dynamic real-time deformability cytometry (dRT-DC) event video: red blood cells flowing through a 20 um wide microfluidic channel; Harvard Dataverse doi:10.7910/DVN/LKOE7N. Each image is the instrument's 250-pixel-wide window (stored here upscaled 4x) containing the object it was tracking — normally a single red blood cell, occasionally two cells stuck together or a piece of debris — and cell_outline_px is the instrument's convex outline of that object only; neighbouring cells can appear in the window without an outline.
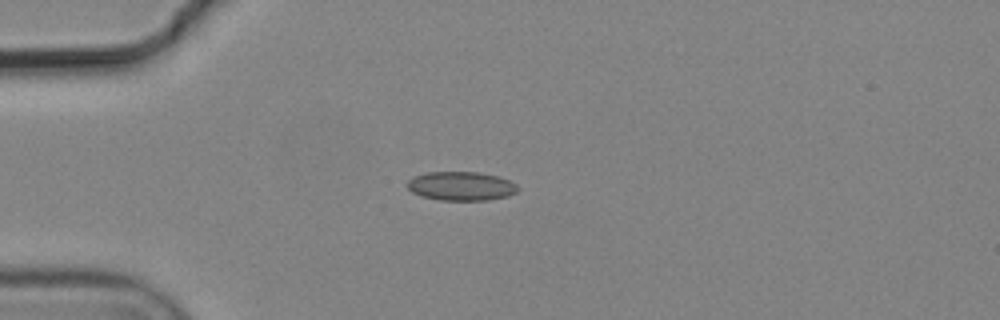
{"species": "common noctule bat (a hibernating species)", "species_latin": "Nyctalus noctula", "temperature_condition": "cold", "stored_images_in_passage": 7, "camera_frame_rate_fps": 3000, "um_per_image_px": 0.085, "animal": {"sex": "male", "body_mass_g": 19.2, "forearm_length_mm": 51.8}, "frame": {"image": 1, "passage_image": 3, "time_ms": 0.667, "image_size_px": [1000, 320], "cell_outline_px": [[520, 188], [516, 192], [508, 196], [488, 200], [440, 200], [420, 196], [412, 192], [404, 184], [412, 176], [428, 172], [476, 172], [500, 176], [516, 184]], "centroid_in_image_um": [39.17, 15.81], "position_along_channel_um": 45.8, "area_um2": 18.84}}
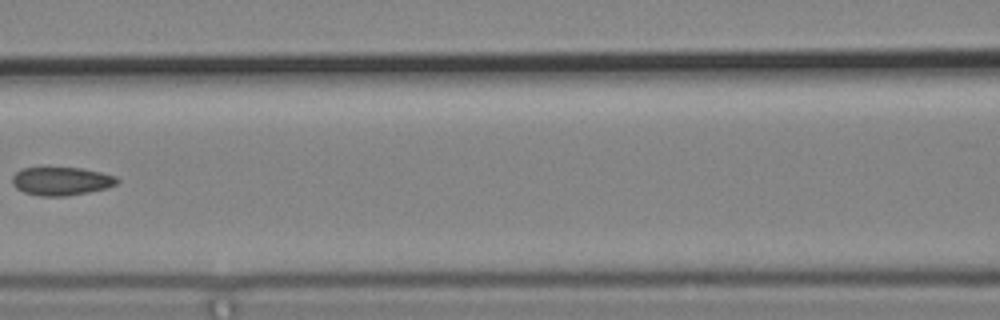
{"frame": {"image": 2, "passage_image": 6, "time_ms": 1.667, "image_size_px": [1000, 320], "cell_outline_px": [[120, 180], [116, 184], [108, 188], [68, 196], [40, 196], [24, 192], [16, 188], [12, 184], [12, 176], [16, 172], [24, 168], [80, 168], [100, 172], [116, 176]], "centroid_in_image_um": [5.22, 15.4], "position_along_channel_um": 161.4, "area_um2": 17.28}}
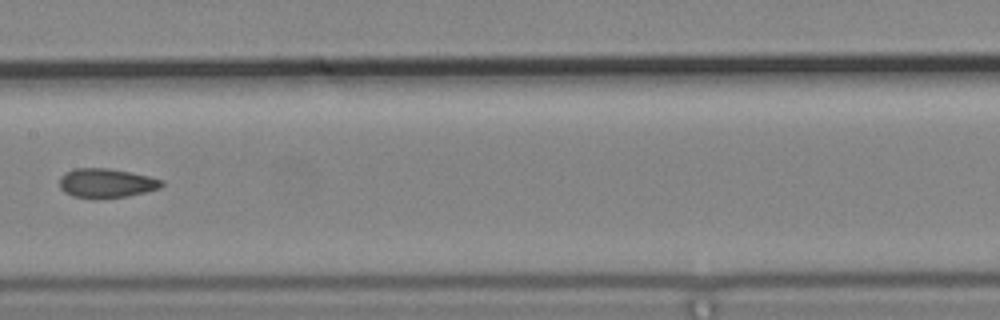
{"frame": {"image": 3, "passage_image": 7, "time_ms": 2.0, "image_size_px": [1000, 320], "cell_outline_px": [[164, 184], [160, 188], [128, 196], [92, 200], [72, 196], [64, 192], [60, 188], [60, 176], [64, 172], [76, 168], [108, 168], [148, 176], [164, 180]], "centroid_in_image_um": [9.0, 15.58], "position_along_channel_um": 198.4, "area_um2": 17.69}}